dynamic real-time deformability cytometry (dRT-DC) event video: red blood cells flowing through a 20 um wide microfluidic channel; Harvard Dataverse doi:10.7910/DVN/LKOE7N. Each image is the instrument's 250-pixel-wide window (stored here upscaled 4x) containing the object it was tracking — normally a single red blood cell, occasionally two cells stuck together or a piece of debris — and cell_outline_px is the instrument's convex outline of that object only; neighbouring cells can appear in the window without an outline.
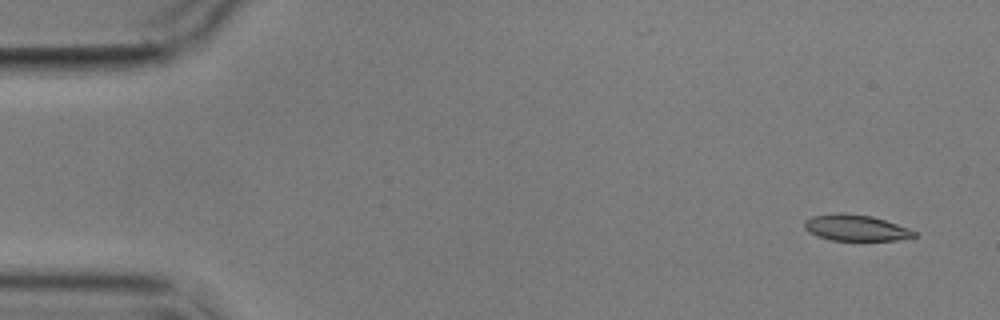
{"species": "common noctule bat (a hibernating species)", "species_latin": "Nyctalus noctula", "temperature_condition": "cold", "stored_images_in_passage": 5, "camera_frame_rate_fps": 3000, "um_per_image_px": 0.085, "animal": {"sex": "male", "body_mass_g": 17.9}, "frame": {"image": 1, "passage_image": 1, "time_ms": 0.0, "image_size_px": [1000, 320], "cell_outline_px": [[920, 236], [896, 240], [860, 244], [832, 240], [816, 236], [808, 232], [804, 228], [804, 220], [812, 216], [836, 212], [840, 212], [872, 216], [908, 228], [916, 232]], "centroid_in_image_um": [72.74, 19.42], "position_along_channel_um": 12.3, "area_um2": 17.74}}